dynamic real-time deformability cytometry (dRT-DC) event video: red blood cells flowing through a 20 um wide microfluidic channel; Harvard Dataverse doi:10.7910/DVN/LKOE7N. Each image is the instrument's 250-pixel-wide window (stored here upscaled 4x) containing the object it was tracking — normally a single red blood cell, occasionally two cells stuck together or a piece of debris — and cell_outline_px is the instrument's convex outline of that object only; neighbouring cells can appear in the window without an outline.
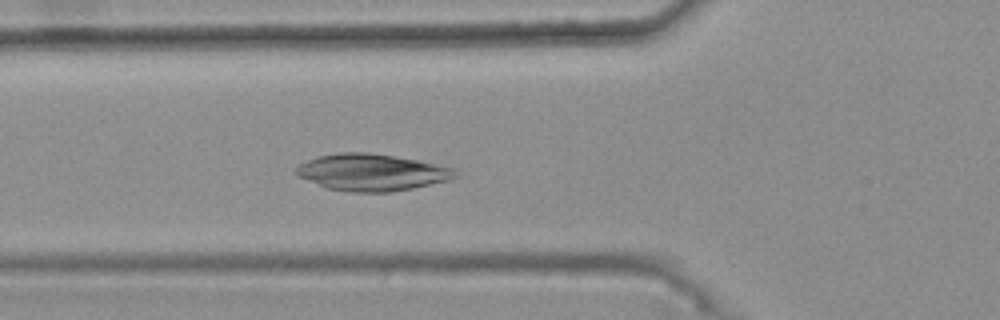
{"species": "common noctule bat (a hibernating species)", "species_latin": "Nyctalus noctula", "temperature_condition": "warm", "stored_images_in_passage": 41, "camera_frame_rate_fps": 3000, "um_per_image_px": 0.085, "animal": {"sex": "female", "body_mass_g": 25.1}, "frame": {"image": 1, "passage_image": 17, "time_ms": 5.333, "image_size_px": [1000, 320], "cell_outline_px": [[460, 176], [452, 180], [392, 192], [352, 192], [328, 188], [296, 176], [296, 168], [300, 164], [308, 160], [320, 156], [340, 152], [368, 152], [416, 160], [456, 168]], "centroid_in_image_um": [31.65, 14.65], "position_along_channel_um": 94.1, "area_um2": 34.1}}
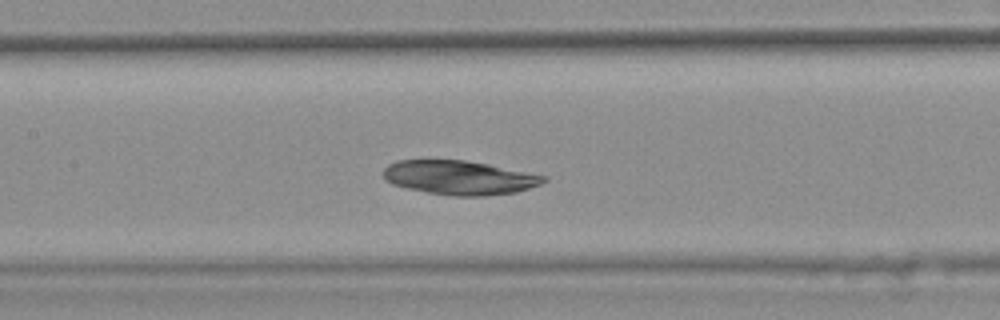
{"frame": {"image": 2, "passage_image": 23, "time_ms": 7.333, "image_size_px": [1000, 320], "cell_outline_px": [[548, 180], [540, 184], [516, 192], [484, 196], [456, 196], [428, 192], [408, 188], [392, 184], [384, 180], [380, 172], [388, 164], [396, 160], [464, 160], [488, 164], [548, 176]], "centroid_in_image_um": [39.01, 15.09], "position_along_channel_um": 168.4, "area_um2": 31.96}}
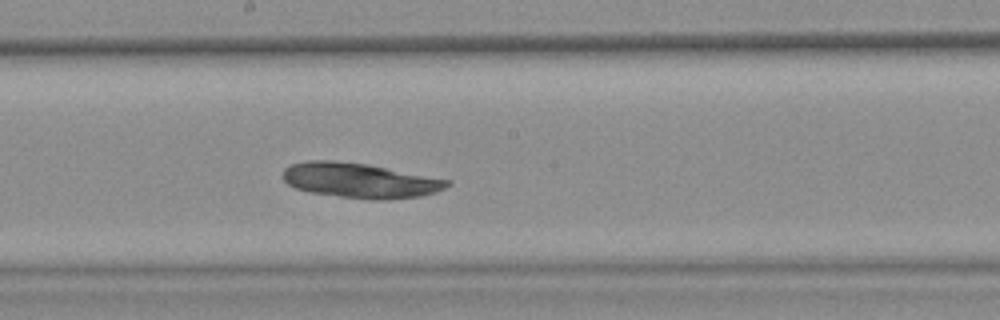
{"frame": {"image": 3, "passage_image": 27, "time_ms": 8.667, "image_size_px": [1000, 320], "cell_outline_px": [[452, 184], [436, 192], [420, 196], [388, 200], [372, 200], [308, 192], [296, 188], [288, 184], [280, 176], [284, 168], [292, 164], [308, 160], [332, 160], [368, 164], [452, 180]], "centroid_in_image_um": [30.59, 15.33], "position_along_channel_um": 217.6, "area_um2": 33.76}}